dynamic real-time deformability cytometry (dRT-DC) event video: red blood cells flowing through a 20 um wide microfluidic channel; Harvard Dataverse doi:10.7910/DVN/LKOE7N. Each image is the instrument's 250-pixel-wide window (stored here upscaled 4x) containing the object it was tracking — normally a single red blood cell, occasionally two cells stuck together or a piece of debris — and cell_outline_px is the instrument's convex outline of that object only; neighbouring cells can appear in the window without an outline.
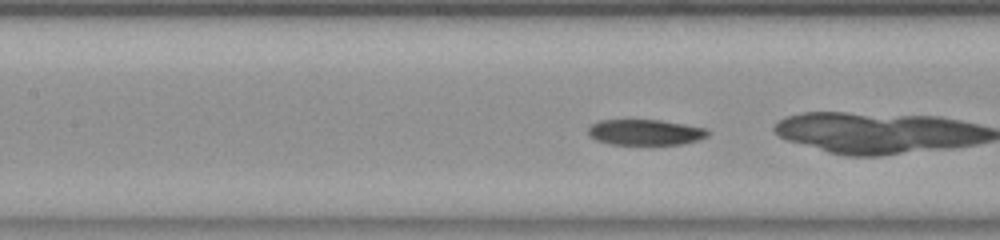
{"species": "common noctule bat (a hibernating species)", "species_latin": "Nyctalus noctula", "temperature_condition": "room temperature", "stored_images_in_passage": 47, "camera_frame_rate_fps": 3000, "um_per_image_px": 0.085, "animal": {"sex": "female", "body_mass_g": 23.0, "forearm_length_mm": 53.4}, "frame": {"image": 1, "passage_image": 18, "time_ms": 5.667, "image_size_px": [1000, 240], "cell_outline_px": [[708, 136], [696, 140], [680, 144], [612, 144], [596, 140], [588, 132], [588, 128], [592, 124], [600, 120], [628, 116], [660, 120], [704, 128], [708, 132]], "centroid_in_image_um": [54.75, 11.18], "position_along_channel_um": 152.6, "area_um2": 18.38}, "authors_computed_cell_mechanics": {"area_um2": 18.6694, "velocity_mm_per_s": 3.8563, "shape_relaxation_time_tau1_ms": 5.1788, "shape_relaxation_time_tau2_ms": 6.4279, "deformation_change_tau1": 0.1549, "deformation_change_tau2": 0.1391}}